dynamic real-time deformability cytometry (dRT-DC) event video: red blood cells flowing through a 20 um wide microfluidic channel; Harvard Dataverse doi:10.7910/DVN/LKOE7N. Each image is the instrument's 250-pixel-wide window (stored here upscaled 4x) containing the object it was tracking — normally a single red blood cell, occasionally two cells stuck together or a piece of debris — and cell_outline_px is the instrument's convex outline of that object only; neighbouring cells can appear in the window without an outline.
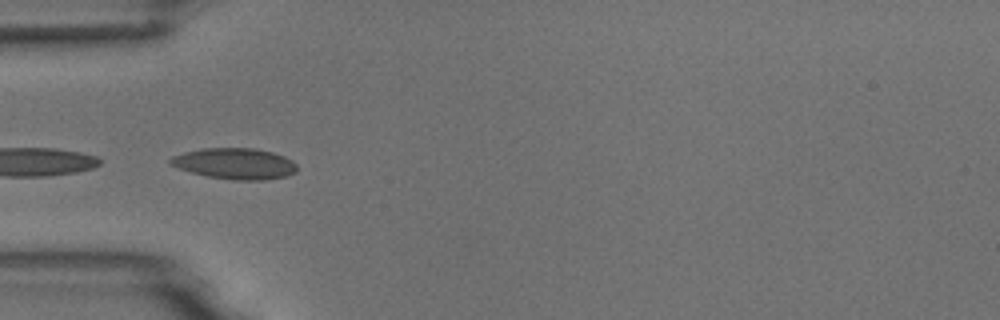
{"species": "common noctule bat (a hibernating species)", "species_latin": "Nyctalus noctula", "temperature_condition": "room temperature", "stored_images_in_passage": 9, "camera_frame_rate_fps": 3000, "um_per_image_px": 0.085, "animal": {"sex": "male", "body_mass_g": 18.8}, "frame": {"image": 1, "passage_image": 3, "time_ms": 2.333, "image_size_px": [1000, 320], "cell_outline_px": [[296, 172], [288, 176], [264, 180], [232, 180], [208, 176], [192, 172], [168, 164], [168, 160], [172, 156], [184, 152], [200, 148], [256, 148], [272, 152], [284, 156], [292, 160], [296, 164]], "centroid_in_image_um": [19.97, 13.9], "position_along_channel_um": 65.0, "area_um2": 23.0}}
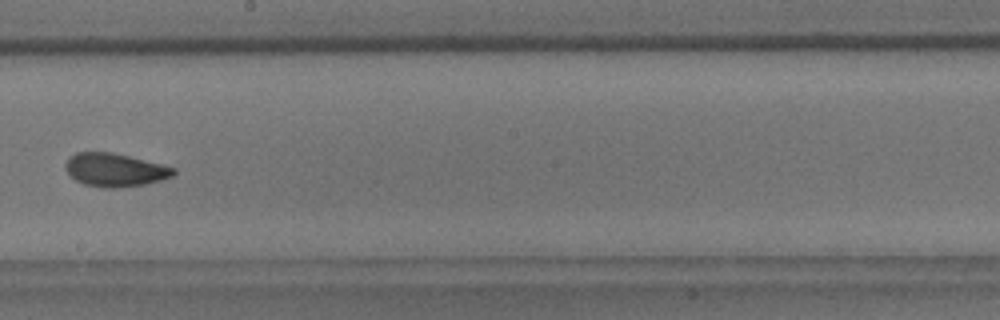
{"frame": {"image": 2, "passage_image": 7, "time_ms": 7.0, "image_size_px": [1000, 320], "cell_outline_px": [[176, 172], [172, 176], [160, 180], [144, 184], [116, 188], [104, 188], [84, 184], [76, 180], [64, 168], [64, 164], [68, 156], [76, 152], [112, 152], [176, 168]], "centroid_in_image_um": [9.73, 14.44], "position_along_channel_um": 238.5, "area_um2": 20.87}}